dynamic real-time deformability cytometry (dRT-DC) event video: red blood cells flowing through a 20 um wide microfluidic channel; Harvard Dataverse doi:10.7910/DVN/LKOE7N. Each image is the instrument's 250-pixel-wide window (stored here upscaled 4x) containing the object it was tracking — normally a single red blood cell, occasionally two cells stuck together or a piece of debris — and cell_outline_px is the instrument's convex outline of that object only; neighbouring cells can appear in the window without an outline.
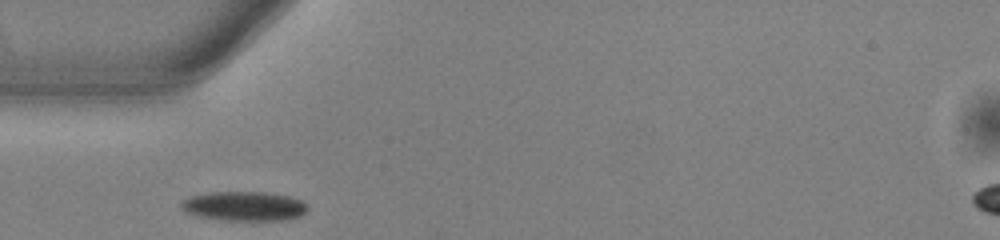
{"species": "common noctule bat (a hibernating species)", "species_latin": "Nyctalus noctula", "temperature_condition": "warm", "stored_images_in_passage": 27, "camera_frame_rate_fps": 3000, "um_per_image_px": 0.085, "animal": {"sex": "male", "body_mass_g": 13.0, "forearm_length_mm": 53.1}, "frame": {"image": 1, "passage_image": 1, "time_ms": 0.0, "image_size_px": [1000, 240], "cell_outline_px": [[308, 208], [300, 216], [288, 220], [224, 220], [200, 216], [188, 212], [180, 204], [184, 200], [192, 196], [208, 192], [264, 192], [288, 196], [300, 200], [308, 204]], "centroid_in_image_um": [20.81, 17.52], "position_along_channel_um": 64.2, "area_um2": 21.39}}
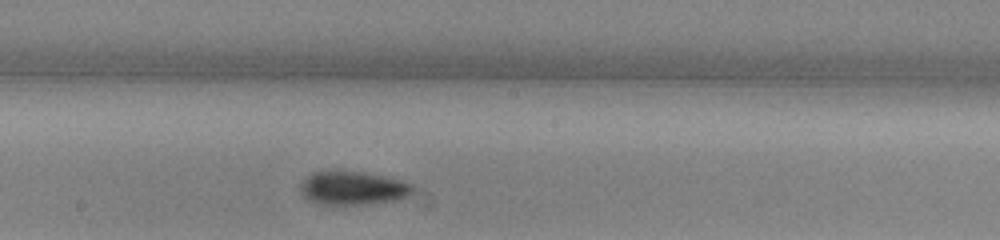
{"frame": {"image": 2, "passage_image": 13, "time_ms": 4.0, "image_size_px": [1000, 240], "cell_outline_px": [[412, 192], [408, 196], [396, 200], [368, 204], [316, 204], [308, 200], [300, 192], [300, 184], [312, 172], [336, 168], [364, 172], [384, 176], [400, 180], [412, 184]], "centroid_in_image_um": [29.94, 15.95], "position_along_channel_um": 218.3, "area_um2": 22.48}}
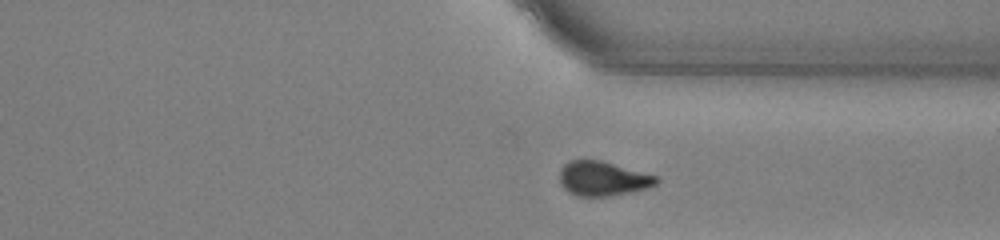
{"frame": {"image": 3, "passage_image": 24, "time_ms": 7.667, "image_size_px": [1000, 240], "cell_outline_px": [[660, 180], [656, 184], [648, 188], [608, 196], [576, 196], [568, 192], [560, 184], [560, 168], [568, 160], [600, 160], [656, 176]], "centroid_in_image_um": [51.19, 15.18], "position_along_channel_um": 360.2, "area_um2": 19.31}, "authors_computed_cell_mechanics": {"area_um2": 21.386, "velocity_mm_per_s": 3.8703, "shape_relaxation_time_tau1_ms": 3.4644, "shape_relaxation_time_tau2_ms": 5.1679, "deformation_change_tau1": 0.1105, "deformation_change_tau2": 0.1085}}